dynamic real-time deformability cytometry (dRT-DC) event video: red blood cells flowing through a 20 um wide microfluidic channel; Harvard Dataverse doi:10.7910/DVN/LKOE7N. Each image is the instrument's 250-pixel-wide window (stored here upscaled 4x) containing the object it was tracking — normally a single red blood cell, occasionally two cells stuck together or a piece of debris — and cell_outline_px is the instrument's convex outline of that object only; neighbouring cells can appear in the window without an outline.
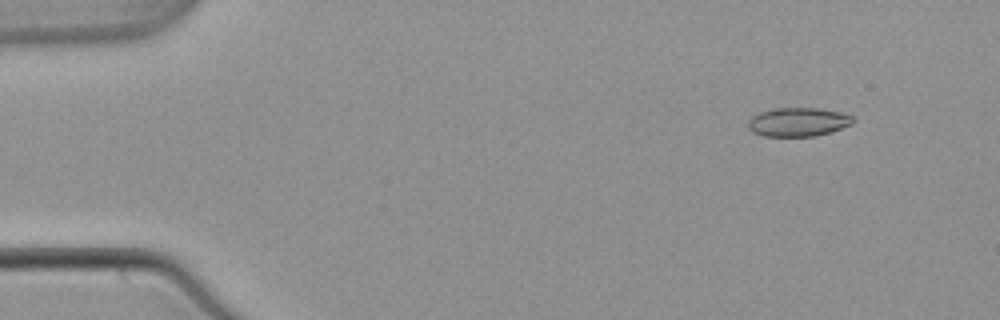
{"species": "common noctule bat (a hibernating species)", "species_latin": "Nyctalus noctula", "temperature_condition": "warm", "stored_images_in_passage": 54, "camera_frame_rate_fps": 3000, "um_per_image_px": 0.085, "animal": {"sex": "male", "body_mass_g": 21.5, "forearm_length_mm": 52.0}, "frame": {"image": 1, "passage_image": 6, "time_ms": 1.667, "image_size_px": [1000, 320], "cell_outline_px": [[856, 120], [852, 124], [816, 136], [764, 136], [752, 132], [748, 128], [748, 120], [752, 116], [760, 112], [772, 108], [816, 108], [840, 112], [852, 116]], "centroid_in_image_um": [67.81, 10.36], "position_along_channel_um": 17.2, "area_um2": 17.57}}
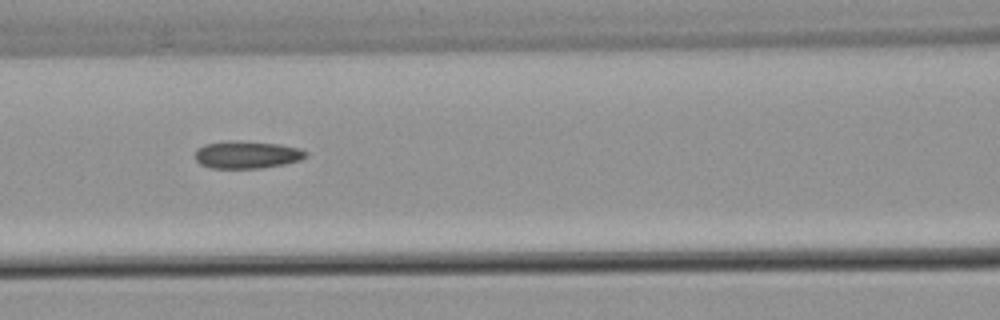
{"frame": {"image": 2, "passage_image": 24, "time_ms": 7.667, "image_size_px": [1000, 320], "cell_outline_px": [[308, 156], [300, 160], [284, 164], [260, 168], [208, 168], [200, 164], [196, 160], [196, 148], [204, 144], [228, 140], [240, 140], [280, 144], [300, 148], [308, 152]], "centroid_in_image_um": [20.98, 13.14], "position_along_channel_um": 145.6, "area_um2": 18.03}}
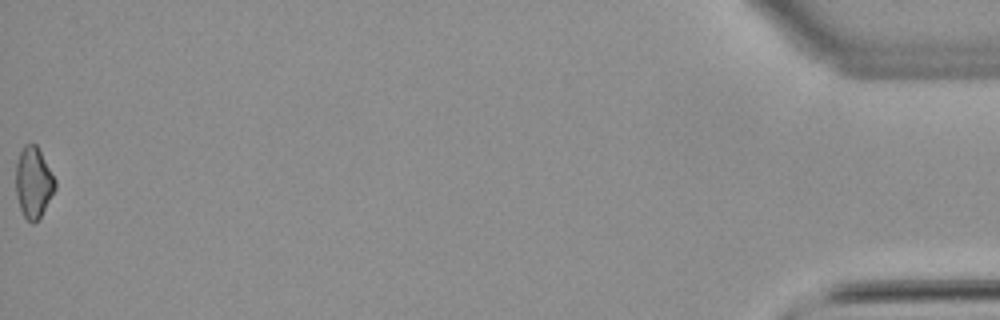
{"frame": {"image": 3, "passage_image": 54, "time_ms": 17.667, "image_size_px": [1000, 320], "cell_outline_px": [[56, 188], [40, 216], [32, 224], [24, 216], [20, 208], [16, 196], [16, 160], [24, 144], [36, 144], [56, 180]], "centroid_in_image_um": [2.83, 15.49], "position_along_channel_um": 432.4, "area_um2": 16.07}, "authors_computed_cell_mechanics": {"area_um2": 17.4556, "velocity_mm_per_s": 3.8911, "shape_relaxation_time_tau1_ms": null, "shape_relaxation_time_tau2_ms": 4.4803, "deformation_change_tau1": null, "deformation_change_tau2": 0.1139}}